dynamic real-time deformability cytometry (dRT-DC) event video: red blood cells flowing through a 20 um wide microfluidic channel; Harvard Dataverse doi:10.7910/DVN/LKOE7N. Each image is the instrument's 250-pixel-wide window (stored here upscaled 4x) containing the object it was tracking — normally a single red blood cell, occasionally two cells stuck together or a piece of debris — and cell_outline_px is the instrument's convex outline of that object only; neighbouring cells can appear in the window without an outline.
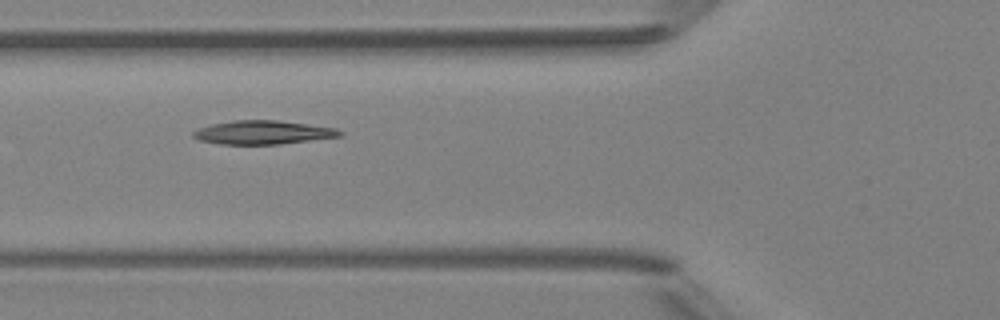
{"species": "Egyptian fruit bat (a non-hibernating species)", "species_latin": "Rousettus aegyptiacus", "temperature_condition": "room temperature", "stored_images_in_passage": 9, "camera_frame_rate_fps": 3000, "um_per_image_px": 0.085, "animal": {"sex": "female"}, "frame": {"image": 1, "passage_image": 6, "time_ms": 6.0, "image_size_px": [1000, 320], "cell_outline_px": [[344, 136], [280, 144], [220, 144], [200, 140], [192, 136], [192, 132], [200, 128], [212, 124], [232, 120], [276, 120], [336, 128], [344, 132]], "centroid_in_image_um": [22.38, 11.26], "position_along_channel_um": 103.4, "area_um2": 20.17}}
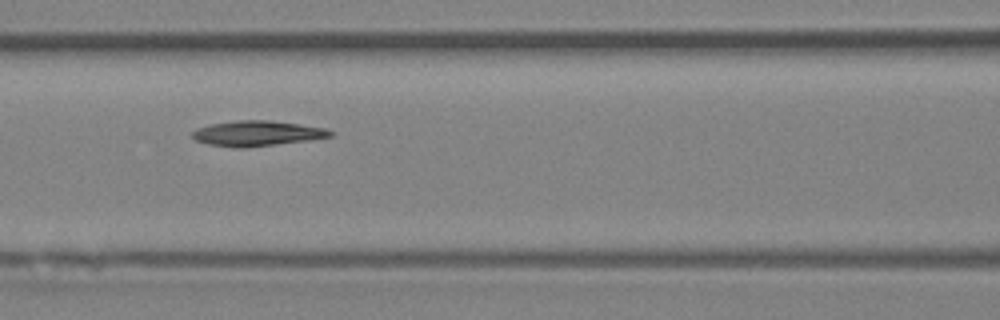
{"frame": {"image": 2, "passage_image": 7, "time_ms": 7.0, "image_size_px": [1000, 320], "cell_outline_px": [[336, 132], [332, 136], [308, 140], [240, 148], [236, 148], [208, 144], [196, 140], [192, 136], [192, 132], [196, 128], [208, 124], [236, 120], [268, 120], [324, 128]], "centroid_in_image_um": [21.81, 11.33], "position_along_channel_um": 144.8, "area_um2": 20.11}}
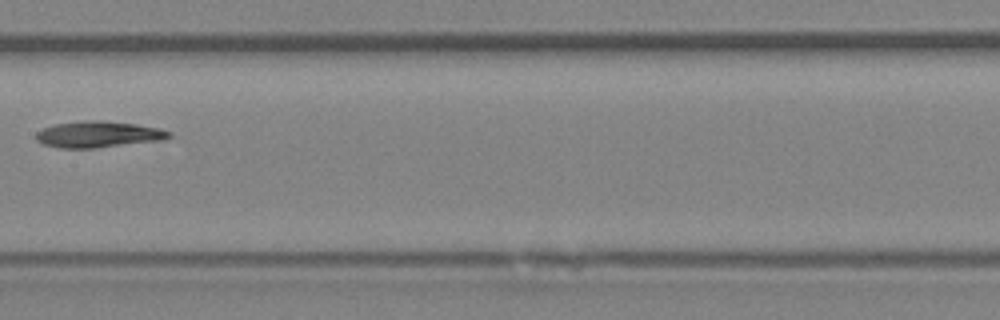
{"frame": {"image": 3, "passage_image": 8, "time_ms": 8.333, "image_size_px": [1000, 320], "cell_outline_px": [[172, 136], [164, 140], [96, 148], [60, 148], [44, 144], [36, 140], [36, 132], [44, 128], [56, 124], [84, 120], [100, 120], [136, 124], [160, 128], [172, 132]], "centroid_in_image_um": [8.4, 11.42], "position_along_channel_um": 199.0, "area_um2": 20.46}}